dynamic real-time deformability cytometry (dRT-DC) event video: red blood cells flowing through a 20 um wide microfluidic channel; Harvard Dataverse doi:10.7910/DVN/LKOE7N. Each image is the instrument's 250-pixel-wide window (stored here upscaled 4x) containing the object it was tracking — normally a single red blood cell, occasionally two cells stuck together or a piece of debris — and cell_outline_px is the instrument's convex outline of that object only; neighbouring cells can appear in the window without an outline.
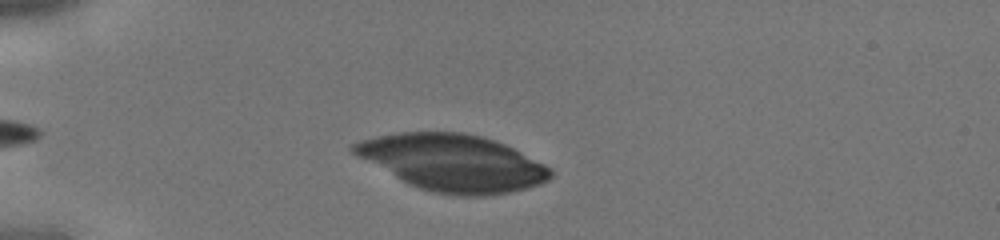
{"species": "human", "species_latin": "Homo sapiens", "temperature_condition": "cold", "stored_images_in_passage": 33, "camera_frame_rate_fps": 3000, "um_per_image_px": 0.085, "donor": {"sex": "male"}, "frame": {"image": 1, "passage_image": 6, "time_ms": 1.667, "image_size_px": [1000, 240], "cell_outline_px": [[552, 176], [548, 180], [540, 184], [528, 188], [512, 192], [480, 196], [464, 196], [436, 192], [420, 188], [408, 184], [356, 156], [348, 148], [348, 144], [360, 140], [376, 136], [396, 132], [464, 132], [480, 136], [504, 144], [544, 164], [552, 172]], "centroid_in_image_um": [38.43, 13.82], "position_along_channel_um": 46.6, "area_um2": 64.79}}
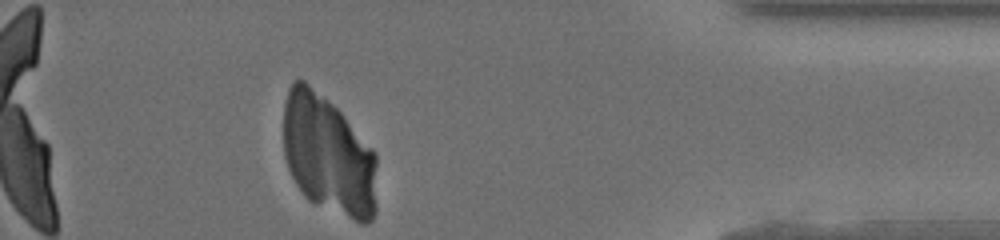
{"frame": {"image": 2, "passage_image": 33, "time_ms": 10.667, "image_size_px": [1000, 240], "cell_outline_px": [[376, 212], [372, 220], [368, 224], [360, 224], [316, 204], [308, 200], [304, 196], [296, 184], [288, 168], [284, 156], [284, 104], [288, 88], [292, 80], [304, 80], [324, 96], [340, 112], [376, 152]], "centroid_in_image_um": [27.91, 13.21], "position_along_channel_um": 407.3, "area_um2": 65.66}}